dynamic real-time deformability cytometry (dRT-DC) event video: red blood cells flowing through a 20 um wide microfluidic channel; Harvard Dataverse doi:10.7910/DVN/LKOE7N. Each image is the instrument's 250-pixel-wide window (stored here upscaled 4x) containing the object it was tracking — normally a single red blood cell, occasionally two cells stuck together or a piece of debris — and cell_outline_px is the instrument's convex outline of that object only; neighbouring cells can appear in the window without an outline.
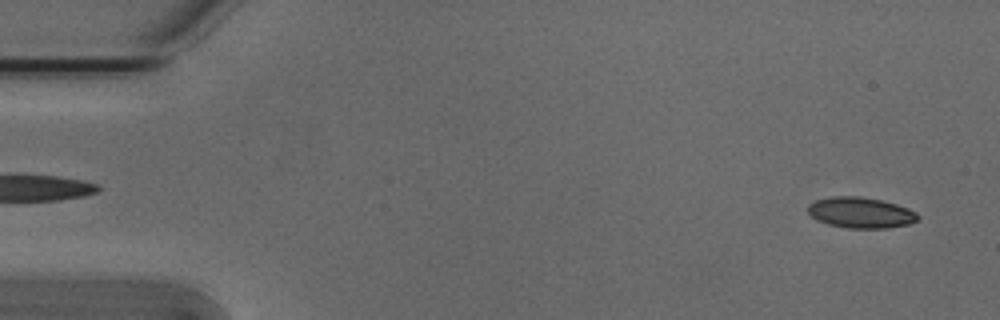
{"species": "Egyptian fruit bat (a non-hibernating species)", "species_latin": "Rousettus aegyptiacus", "temperature_condition": "cold", "stored_images_in_passage": 53, "camera_frame_rate_fps": 3000, "um_per_image_px": 0.085, "animal": {"sex": "male"}, "frame": {"image": 1, "passage_image": 2, "time_ms": 0.333, "image_size_px": [1000, 320], "cell_outline_px": [[920, 216], [916, 220], [908, 224], [888, 228], [848, 228], [828, 224], [816, 220], [808, 212], [808, 204], [816, 200], [832, 196], [860, 196], [880, 200], [896, 204], [908, 208], [916, 212]], "centroid_in_image_um": [73.14, 18.07], "position_along_channel_um": 11.9, "area_um2": 19.71}}
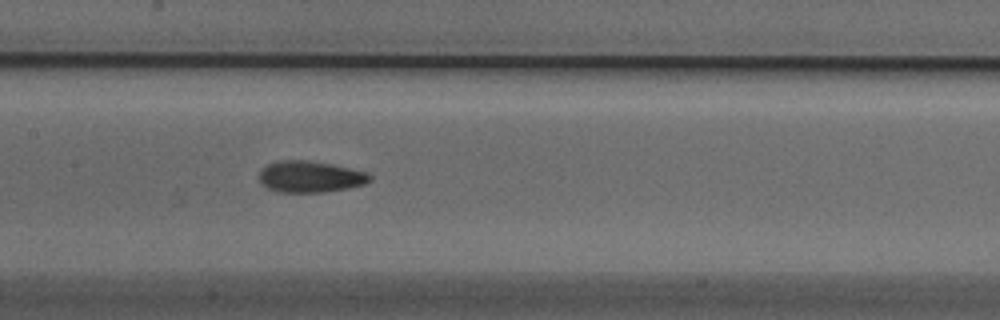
{"frame": {"image": 2, "passage_image": 25, "time_ms": 8.0, "image_size_px": [1000, 320], "cell_outline_px": [[372, 180], [364, 184], [348, 188], [324, 192], [280, 192], [268, 188], [260, 180], [260, 172], [268, 164], [280, 160], [308, 160], [332, 164], [368, 172], [372, 176]], "centroid_in_image_um": [26.42, 15.01], "position_along_channel_um": 181.0, "area_um2": 20.17}}
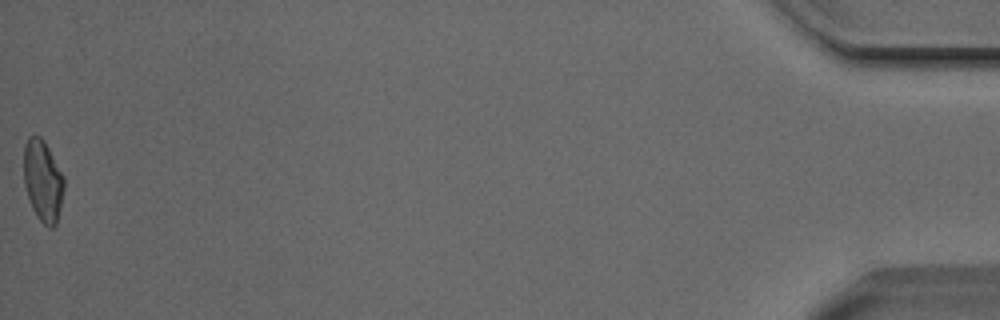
{"frame": {"image": 3, "passage_image": 53, "time_ms": 17.333, "image_size_px": [1000, 320], "cell_outline_px": [[64, 188], [60, 208], [56, 224], [52, 228], [48, 228], [36, 216], [32, 208], [24, 184], [24, 144], [28, 136], [40, 136], [44, 140], [64, 176]], "centroid_in_image_um": [3.64, 15.36], "position_along_channel_um": 431.6, "area_um2": 19.13}, "authors_computed_cell_mechanics": {"area_um2": 19.652, "velocity_mm_per_s": 3.8033, "shape_relaxation_time_tau1_ms": 4.1171, "shape_relaxation_time_tau2_ms": 2.6581, "deformation_change_tau1": 0.1115, "deformation_change_tau2": 0.0711}}